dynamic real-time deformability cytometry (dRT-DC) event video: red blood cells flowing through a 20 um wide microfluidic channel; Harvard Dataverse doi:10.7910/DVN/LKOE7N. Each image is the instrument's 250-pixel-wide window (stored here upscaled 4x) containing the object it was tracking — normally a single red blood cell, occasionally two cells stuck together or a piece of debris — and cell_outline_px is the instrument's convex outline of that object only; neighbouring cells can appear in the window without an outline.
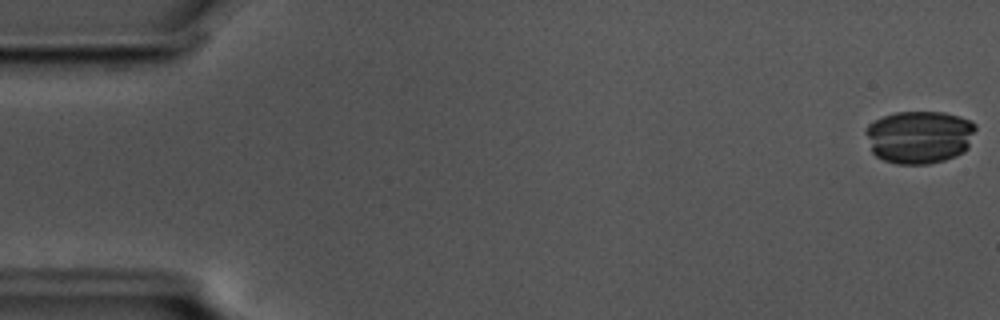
{"species": "common noctule bat (a hibernating species)", "species_latin": "Nyctalus noctula", "temperature_condition": "cold", "stored_images_in_passage": 56, "camera_frame_rate_fps": 3000, "um_per_image_px": 0.085, "animal": {"sex": "male", "body_mass_g": 17.5, "forearm_length_mm": 52.3}, "frame": {"image": 1, "passage_image": 1, "time_ms": 0.0, "image_size_px": [1000, 320], "cell_outline_px": [[976, 128], [968, 148], [964, 152], [956, 156], [944, 160], [928, 164], [900, 164], [884, 160], [876, 156], [872, 152], [864, 132], [868, 124], [884, 116], [896, 112], [944, 112], [960, 116], [972, 120], [976, 124]], "centroid_in_image_um": [78.16, 11.64], "position_along_channel_um": 6.8, "area_um2": 34.1}}
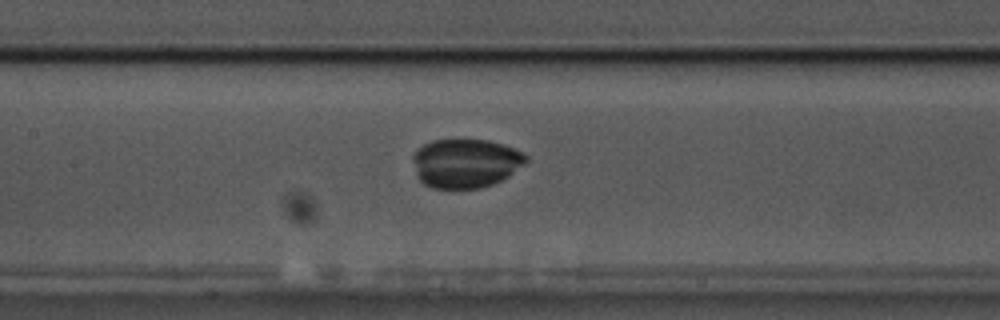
{"frame": {"image": 2, "passage_image": 26, "time_ms": 8.333, "image_size_px": [1000, 320], "cell_outline_px": [[528, 160], [524, 164], [508, 176], [492, 184], [480, 188], [432, 188], [424, 184], [416, 176], [412, 160], [412, 156], [424, 144], [432, 140], [488, 140], [504, 144], [528, 156]], "centroid_in_image_um": [39.55, 13.87], "position_along_channel_um": 167.8, "area_um2": 32.19}}
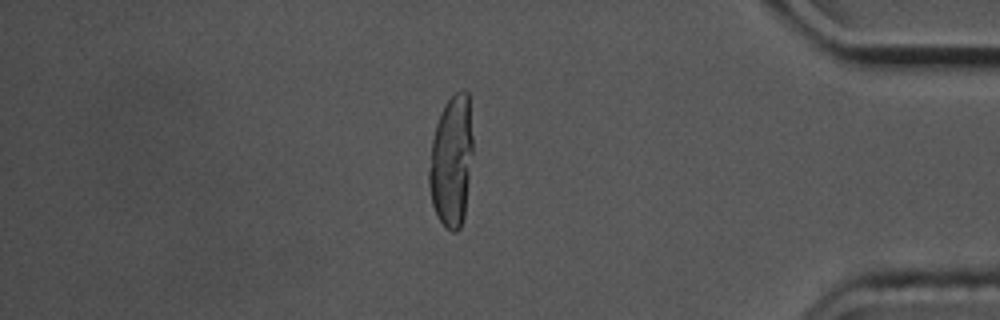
{"frame": {"image": 3, "passage_image": 48, "time_ms": 15.667, "image_size_px": [1000, 320], "cell_outline_px": [[472, 152], [464, 216], [460, 228], [456, 232], [452, 232], [444, 228], [432, 204], [428, 184], [428, 172], [432, 140], [436, 124], [440, 112], [444, 104], [456, 92], [464, 88], [468, 92], [472, 136]], "centroid_in_image_um": [38.36, 13.69], "position_along_channel_um": 396.8, "area_um2": 33.58}}